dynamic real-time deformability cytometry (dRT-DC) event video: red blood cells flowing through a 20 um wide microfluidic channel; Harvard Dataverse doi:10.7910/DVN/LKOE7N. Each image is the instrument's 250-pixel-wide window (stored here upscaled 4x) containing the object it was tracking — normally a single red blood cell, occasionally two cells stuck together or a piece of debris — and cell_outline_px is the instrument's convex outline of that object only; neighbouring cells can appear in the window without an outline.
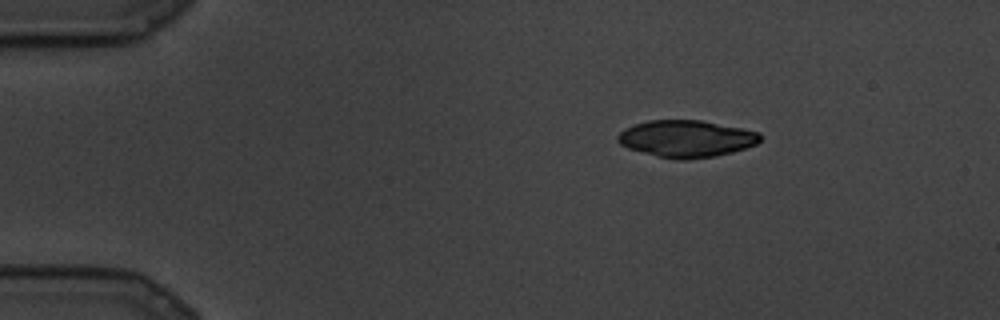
{"species": "common noctule bat (a hibernating species)", "species_latin": "Nyctalus noctula", "temperature_condition": "cold", "stored_images_in_passage": 77, "camera_frame_rate_fps": 3000, "um_per_image_px": 0.085, "animal": {"sex": "male", "body_mass_g": 19.5, "forearm_length_mm": 54.6}, "frame": {"image": 1, "passage_image": 1, "time_ms": 0.0, "image_size_px": [1000, 320], "cell_outline_px": [[760, 140], [756, 144], [732, 152], [716, 156], [684, 160], [676, 160], [628, 148], [620, 144], [616, 140], [616, 136], [624, 128], [648, 120], [700, 120], [760, 132]], "centroid_in_image_um": [58.32, 11.79], "position_along_channel_um": 26.7, "area_um2": 30.46}}